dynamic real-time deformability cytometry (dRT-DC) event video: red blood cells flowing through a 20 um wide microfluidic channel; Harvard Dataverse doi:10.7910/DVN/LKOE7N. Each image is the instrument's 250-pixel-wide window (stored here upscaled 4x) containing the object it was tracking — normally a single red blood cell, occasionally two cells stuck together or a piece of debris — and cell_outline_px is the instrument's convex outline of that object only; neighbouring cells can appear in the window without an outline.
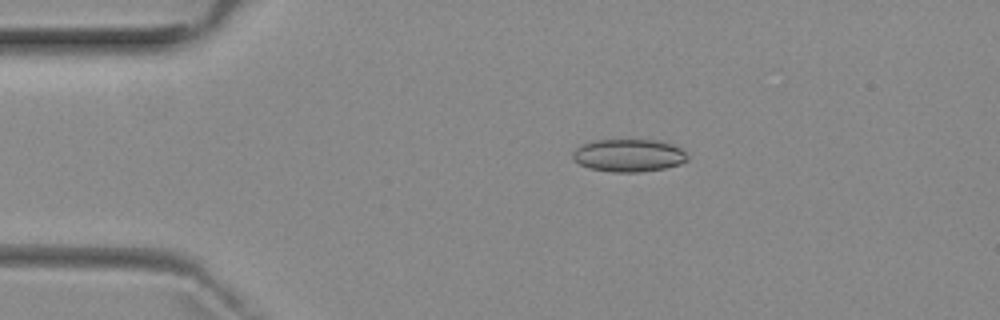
{"species": "common noctule bat (a hibernating species)", "species_latin": "Nyctalus noctula", "temperature_condition": "room temperature", "stored_images_in_passage": 4, "camera_frame_rate_fps": 3000, "um_per_image_px": 0.085, "animal": {"sex": "female", "body_mass_g": 29.2, "forearm_length_mm": 56.3}, "frame": {"image": 1, "passage_image": 3, "time_ms": 2.333, "image_size_px": [1000, 320], "cell_outline_px": [[688, 160], [680, 164], [664, 168], [640, 172], [612, 172], [588, 168], [580, 164], [572, 156], [572, 152], [580, 144], [592, 140], [656, 140], [672, 144], [680, 148], [688, 156]], "centroid_in_image_um": [53.42, 13.21], "position_along_channel_um": 31.6, "area_um2": 21.91}}